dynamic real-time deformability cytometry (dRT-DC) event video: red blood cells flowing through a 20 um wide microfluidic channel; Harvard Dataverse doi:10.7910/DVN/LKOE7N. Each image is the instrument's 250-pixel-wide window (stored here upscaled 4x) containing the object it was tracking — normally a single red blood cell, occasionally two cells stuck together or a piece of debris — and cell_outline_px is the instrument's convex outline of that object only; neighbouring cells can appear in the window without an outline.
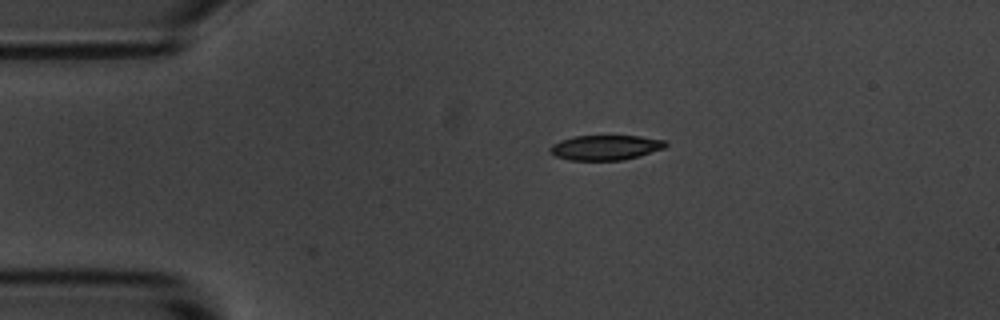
{"species": "common noctule bat (a hibernating species)", "species_latin": "Nyctalus noctula", "temperature_condition": "room temperature", "stored_images_in_passage": 2, "camera_frame_rate_fps": 3000, "um_per_image_px": 0.085, "animal": {"sex": "male", "body_mass_g": 20.1, "forearm_length_mm": 53.5}, "frame": {"image": 1, "passage_image": 1, "time_ms": 0.0, "image_size_px": [1000, 320], "cell_outline_px": [[668, 144], [664, 148], [640, 156], [620, 160], [568, 160], [556, 156], [548, 148], [552, 144], [560, 140], [572, 136], [640, 136], [664, 140]], "centroid_in_image_um": [51.46, 12.53], "position_along_channel_um": 33.5, "area_um2": 16.76}}